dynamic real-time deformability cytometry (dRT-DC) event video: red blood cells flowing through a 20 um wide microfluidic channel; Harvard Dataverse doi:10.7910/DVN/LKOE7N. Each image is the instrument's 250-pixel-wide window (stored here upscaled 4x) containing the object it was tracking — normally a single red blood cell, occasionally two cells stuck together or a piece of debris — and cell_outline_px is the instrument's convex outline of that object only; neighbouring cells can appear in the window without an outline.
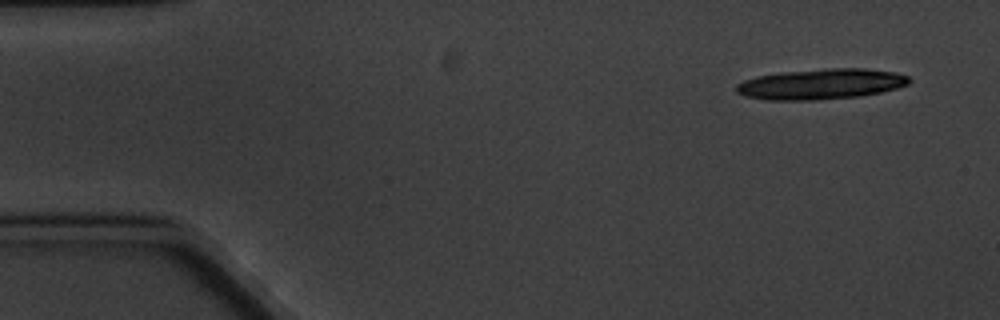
{"species": "common noctule bat (a hibernating species)", "species_latin": "Nyctalus noctula", "temperature_condition": "cold", "stored_images_in_passage": 12, "camera_frame_rate_fps": 3000, "um_per_image_px": 0.085, "animal": {"sex": "male", "body_mass_g": 20.1, "forearm_length_mm": 53.5}, "frame": {"image": 1, "passage_image": 1, "time_ms": 0.0, "image_size_px": [1000, 320], "cell_outline_px": [[912, 80], [908, 84], [896, 88], [880, 92], [860, 96], [820, 100], [768, 100], [744, 96], [736, 92], [736, 84], [744, 80], [756, 76], [780, 72], [828, 68], [864, 68], [896, 72], [908, 76]], "centroid_in_image_um": [69.78, 7.14], "position_along_channel_um": 15.2, "area_um2": 30.98}}
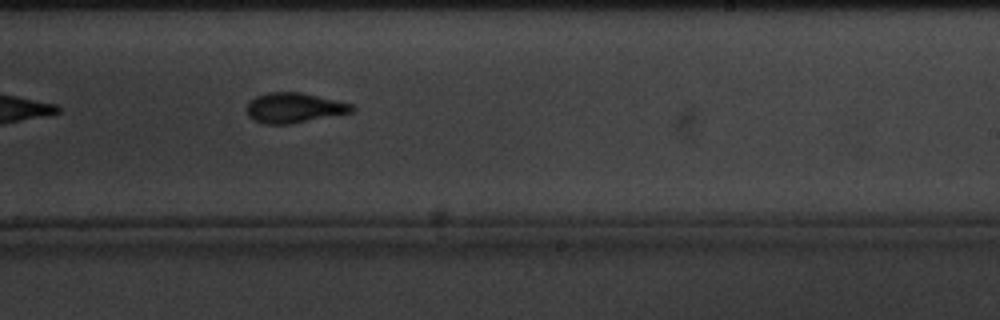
{"frame": {"image": 2, "passage_image": 10, "time_ms": 11.0, "image_size_px": [1000, 320], "cell_outline_px": [[356, 108], [352, 112], [288, 124], [264, 124], [252, 120], [248, 116], [248, 104], [256, 96], [268, 92], [300, 92], [336, 100], [352, 104]], "centroid_in_image_um": [24.99, 9.16], "position_along_channel_um": 264.0, "area_um2": 18.21}}